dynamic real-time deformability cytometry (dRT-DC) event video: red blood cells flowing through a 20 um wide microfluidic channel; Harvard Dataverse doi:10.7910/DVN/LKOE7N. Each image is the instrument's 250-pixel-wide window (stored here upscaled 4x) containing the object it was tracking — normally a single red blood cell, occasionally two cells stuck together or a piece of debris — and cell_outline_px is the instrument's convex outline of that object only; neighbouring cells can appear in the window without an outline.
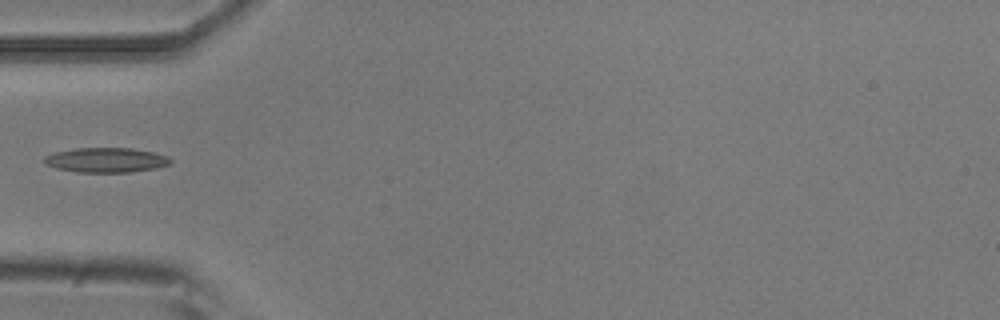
{"species": "common noctule bat (a hibernating species)", "species_latin": "Nyctalus noctula", "temperature_condition": "room temperature", "stored_images_in_passage": 4, "camera_frame_rate_fps": 3000, "um_per_image_px": 0.085, "animal": {"sex": "male", "body_mass_g": 20.5, "forearm_length_mm": 52.5}, "frame": {"image": 1, "passage_image": 4, "time_ms": 1.0, "image_size_px": [1000, 320], "cell_outline_px": [[172, 160], [168, 164], [156, 168], [132, 172], [80, 172], [56, 168], [44, 164], [44, 156], [56, 152], [76, 148], [132, 148], [152, 152], [168, 156]], "centroid_in_image_um": [9.01, 13.6], "position_along_channel_um": 76.0, "area_um2": 18.09}}